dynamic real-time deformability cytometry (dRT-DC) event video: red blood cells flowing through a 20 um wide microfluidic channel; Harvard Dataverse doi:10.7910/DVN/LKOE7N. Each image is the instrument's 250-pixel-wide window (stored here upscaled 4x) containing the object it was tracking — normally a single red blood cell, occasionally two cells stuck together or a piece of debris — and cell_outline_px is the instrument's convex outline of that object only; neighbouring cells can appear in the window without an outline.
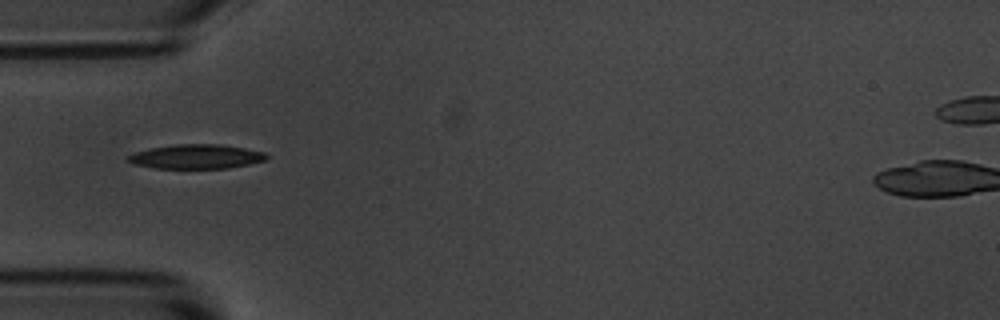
{"species": "common noctule bat (a hibernating species)", "species_latin": "Nyctalus noctula", "temperature_condition": "room temperature", "stored_images_in_passage": 3, "camera_frame_rate_fps": 3000, "um_per_image_px": 0.085, "animal": {"sex": "male", "body_mass_g": 20.1, "forearm_length_mm": 53.5}, "frame": {"image": 1, "passage_image": 1, "time_ms": 0.0, "image_size_px": [1000, 320], "cell_outline_px": [[268, 160], [228, 168], [156, 168], [132, 164], [124, 160], [124, 156], [148, 148], [176, 144], [220, 144], [244, 148], [264, 152], [268, 156]], "centroid_in_image_um": [16.62, 13.31], "position_along_channel_um": 68.4, "area_um2": 19.83}}